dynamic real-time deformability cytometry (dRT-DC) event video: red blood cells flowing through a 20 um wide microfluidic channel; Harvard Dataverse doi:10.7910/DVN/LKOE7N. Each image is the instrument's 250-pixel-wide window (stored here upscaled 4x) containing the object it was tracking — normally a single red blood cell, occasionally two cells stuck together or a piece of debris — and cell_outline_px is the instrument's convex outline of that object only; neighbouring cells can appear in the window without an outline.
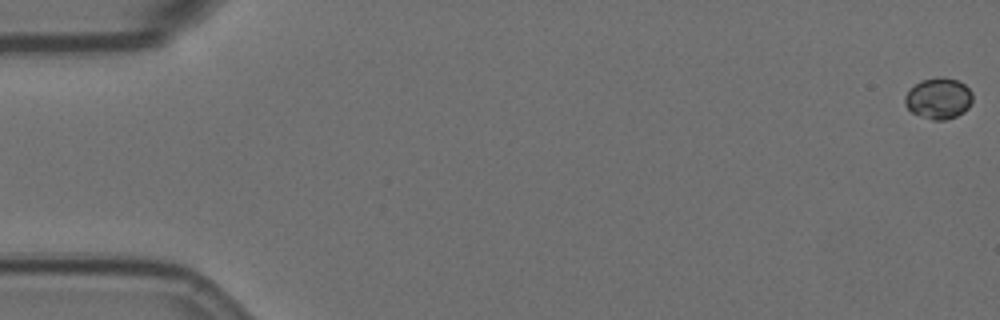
{"species": "Egyptian fruit bat (a non-hibernating species)", "species_latin": "Rousettus aegyptiacus", "temperature_condition": "room temperature", "stored_images_in_passage": 12, "camera_frame_rate_fps": 3000, "um_per_image_px": 0.085, "animal": {"sex": "female"}, "frame": {"image": 1, "passage_image": 1, "time_ms": 0.0, "image_size_px": [1000, 320], "cell_outline_px": [[972, 100], [968, 108], [964, 112], [956, 116], [944, 120], [932, 120], [920, 116], [912, 112], [904, 104], [904, 96], [920, 80], [936, 76], [944, 76], [956, 80], [964, 84], [972, 92]], "centroid_in_image_um": [79.77, 8.35], "position_along_channel_um": 5.2, "area_um2": 16.3}}